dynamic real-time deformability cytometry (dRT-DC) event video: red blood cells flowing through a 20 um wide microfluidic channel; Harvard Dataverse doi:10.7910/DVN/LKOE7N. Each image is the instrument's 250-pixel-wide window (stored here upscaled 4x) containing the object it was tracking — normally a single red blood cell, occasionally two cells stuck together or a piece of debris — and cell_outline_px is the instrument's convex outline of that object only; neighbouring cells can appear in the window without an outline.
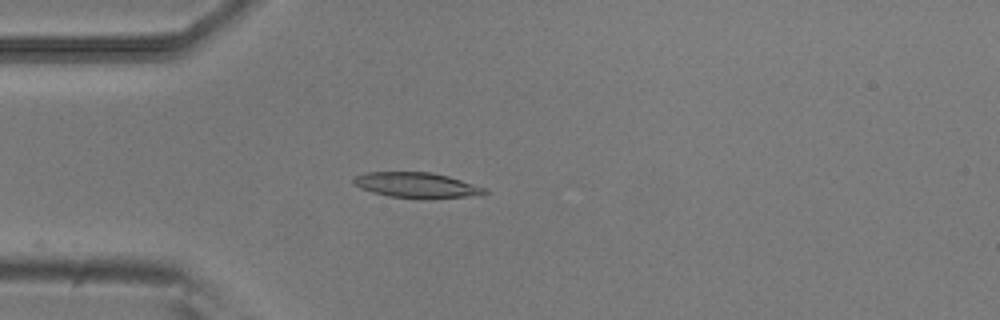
{"species": "common noctule bat (a hibernating species)", "species_latin": "Nyctalus noctula", "temperature_condition": "room temperature", "stored_images_in_passage": 5, "camera_frame_rate_fps": 3000, "um_per_image_px": 0.085, "animal": {"sex": "male", "body_mass_g": 20.5, "forearm_length_mm": 52.5}, "frame": {"image": 1, "passage_image": 1, "time_ms": 0.0, "image_size_px": [1000, 320], "cell_outline_px": [[488, 192], [480, 196], [428, 200], [388, 196], [372, 192], [360, 188], [352, 184], [352, 180], [356, 176], [368, 172], [432, 172], [448, 176], [488, 188]], "centroid_in_image_um": [35.49, 15.77], "position_along_channel_um": 49.5, "area_um2": 20.0}}
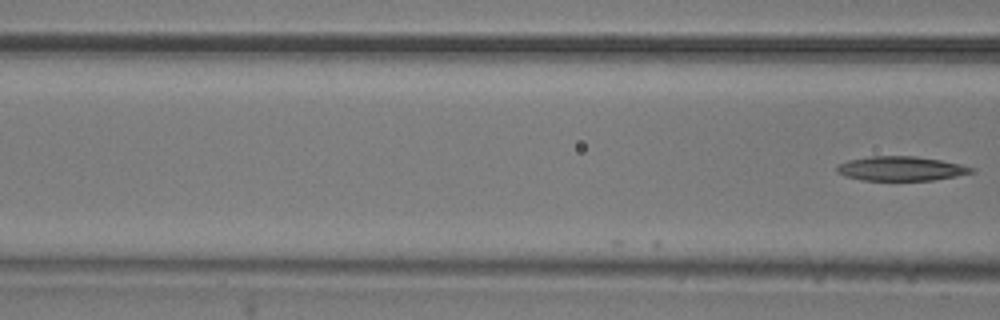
{"frame": {"image": 2, "passage_image": 5, "time_ms": 1.333, "image_size_px": [1000, 320], "cell_outline_px": [[976, 172], [956, 176], [932, 180], [860, 180], [844, 176], [836, 172], [836, 168], [840, 164], [848, 160], [868, 156], [916, 156], [940, 160], [960, 164], [976, 168]], "centroid_in_image_um": [76.59, 14.33], "position_along_channel_um": 90.0, "area_um2": 19.19}}